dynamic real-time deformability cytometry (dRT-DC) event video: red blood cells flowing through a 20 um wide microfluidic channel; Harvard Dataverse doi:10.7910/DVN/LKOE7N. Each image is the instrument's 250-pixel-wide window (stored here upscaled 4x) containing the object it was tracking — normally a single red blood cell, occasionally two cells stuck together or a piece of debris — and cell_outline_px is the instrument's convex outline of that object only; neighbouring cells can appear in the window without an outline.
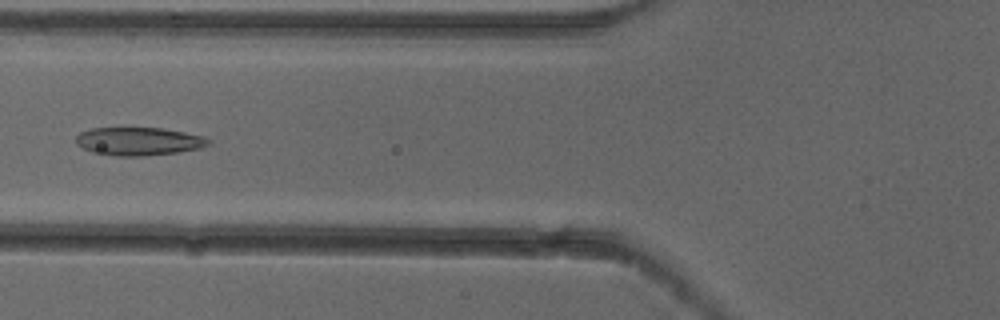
{"species": "common noctule bat (a hibernating species)", "species_latin": "Nyctalus noctula", "temperature_condition": "cold", "stored_images_in_passage": 6, "camera_frame_rate_fps": 3000, "um_per_image_px": 0.085, "animal": {"sex": "female"}, "frame": {"image": 1, "passage_image": 5, "time_ms": 1.333, "image_size_px": [1000, 320], "cell_outline_px": [[212, 140], [208, 144], [200, 148], [176, 152], [140, 156], [116, 156], [92, 152], [76, 144], [76, 136], [80, 132], [92, 128], [160, 128], [184, 132], [204, 136]], "centroid_in_image_um": [11.78, 12.01], "position_along_channel_um": 114.0, "area_um2": 21.56}}
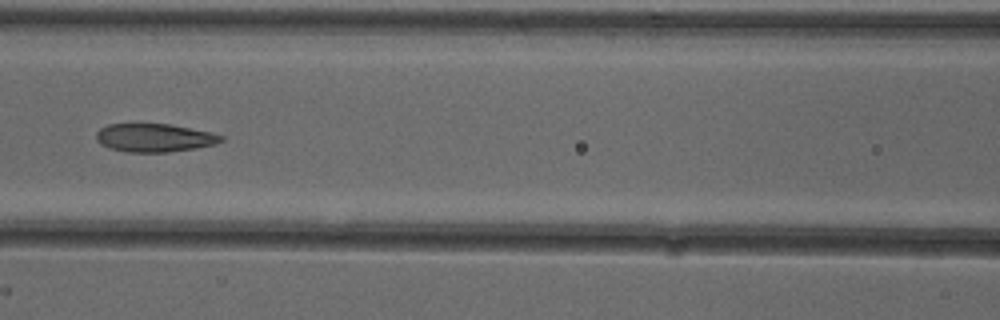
{"frame": {"image": 2, "passage_image": 6, "time_ms": 1.667, "image_size_px": [1000, 320], "cell_outline_px": [[224, 140], [216, 144], [196, 148], [168, 152], [128, 152], [112, 148], [100, 144], [96, 140], [96, 132], [100, 128], [108, 124], [168, 124], [212, 132], [224, 136]], "centroid_in_image_um": [13.14, 11.71], "position_along_channel_um": 153.5, "area_um2": 20.58}}